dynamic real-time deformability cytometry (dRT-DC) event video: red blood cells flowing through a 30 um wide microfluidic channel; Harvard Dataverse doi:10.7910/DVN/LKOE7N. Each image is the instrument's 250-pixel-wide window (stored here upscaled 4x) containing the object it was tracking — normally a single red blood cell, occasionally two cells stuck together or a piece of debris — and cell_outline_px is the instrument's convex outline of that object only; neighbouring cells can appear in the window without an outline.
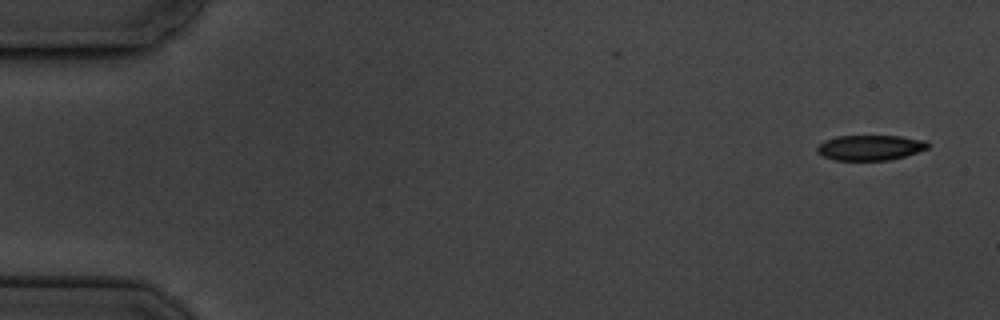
{"species": "common noctule bat (a hibernating species)", "species_latin": "Nyctalus noctula", "temperature_condition": "cold", "stored_images_in_passage": 2, "camera_frame_rate_fps": 3000, "um_per_image_px": 0.085, "animal": {"sex": "male", "body_mass_g": 19.5, "forearm_length_mm": 54.6}, "frame": {"image": 1, "passage_image": 2, "time_ms": 1.333, "image_size_px": [1000, 320], "cell_outline_px": [[928, 148], [904, 156], [888, 160], [836, 160], [824, 156], [816, 152], [816, 148], [824, 140], [836, 136], [900, 136], [928, 140]], "centroid_in_image_um": [73.96, 12.54], "position_along_channel_um": 11.0, "area_um2": 16.24}}